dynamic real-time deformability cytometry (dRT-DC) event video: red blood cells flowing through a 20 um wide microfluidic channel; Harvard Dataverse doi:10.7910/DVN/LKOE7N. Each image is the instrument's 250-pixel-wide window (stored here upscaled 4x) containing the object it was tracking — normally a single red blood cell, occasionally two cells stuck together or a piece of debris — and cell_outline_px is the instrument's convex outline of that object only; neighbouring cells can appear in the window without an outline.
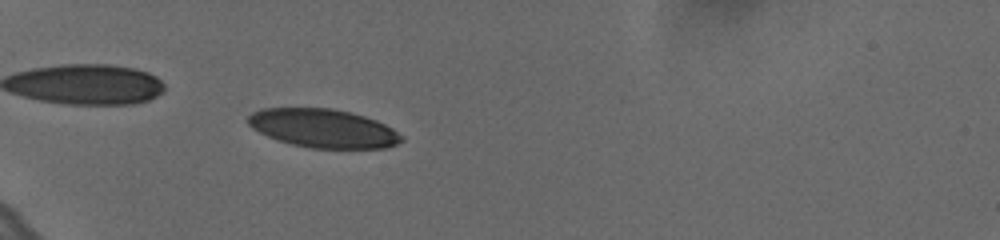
{"species": "human", "species_latin": "Homo sapiens", "temperature_condition": "cold", "stored_images_in_passage": 60, "camera_frame_rate_fps": 3000, "um_per_image_px": 0.085, "donor": {"sex": "female"}, "frame": {"image": 1, "passage_image": 22, "time_ms": 7.0, "image_size_px": [1000, 240], "cell_outline_px": [[404, 140], [388, 148], [308, 148], [276, 140], [252, 128], [248, 124], [248, 116], [252, 112], [260, 108], [332, 108], [364, 116], [376, 120], [392, 128], [404, 136]], "centroid_in_image_um": [27.48, 10.91], "position_along_channel_um": 57.5, "area_um2": 34.62}}
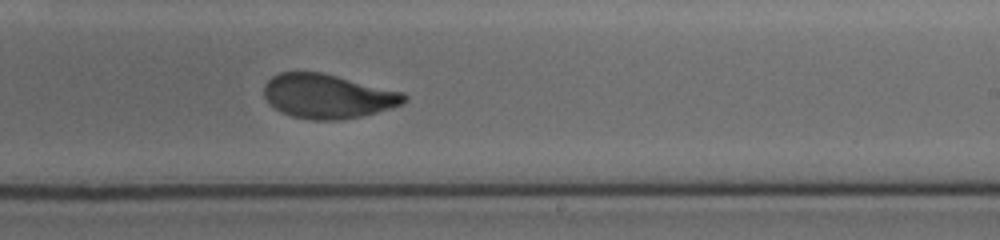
{"frame": {"image": 2, "passage_image": 41, "time_ms": 13.333, "image_size_px": [1000, 240], "cell_outline_px": [[408, 100], [404, 104], [392, 108], [360, 116], [340, 120], [312, 120], [292, 116], [280, 112], [264, 96], [264, 84], [272, 76], [280, 72], [324, 72], [404, 92], [408, 96]], "centroid_in_image_um": [27.9, 8.17], "position_along_channel_um": 261.1, "area_um2": 36.41}}
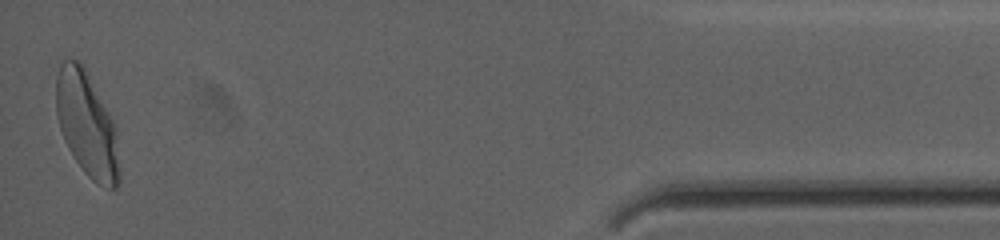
{"frame": {"image": 3, "passage_image": 60, "time_ms": 19.667, "image_size_px": [1000, 240], "cell_outline_px": [[120, 180], [116, 188], [108, 188], [96, 184], [84, 172], [68, 148], [64, 140], [60, 128], [56, 112], [56, 76], [60, 64], [68, 56], [76, 60], [84, 68], [108, 112], [116, 128], [120, 168]], "centroid_in_image_um": [7.38, 10.61], "position_along_channel_um": 427.8, "area_um2": 38.38}, "authors_computed_cell_mechanics": {"area_um2": 36.0383, "velocity_mm_per_s": 3.6113, "shape_relaxation_time_tau1_ms": 3.2634, "shape_relaxation_time_tau2_ms": 1.1157, "deformation_change_tau1": 0.1495, "deformation_change_tau2": 0.054}}